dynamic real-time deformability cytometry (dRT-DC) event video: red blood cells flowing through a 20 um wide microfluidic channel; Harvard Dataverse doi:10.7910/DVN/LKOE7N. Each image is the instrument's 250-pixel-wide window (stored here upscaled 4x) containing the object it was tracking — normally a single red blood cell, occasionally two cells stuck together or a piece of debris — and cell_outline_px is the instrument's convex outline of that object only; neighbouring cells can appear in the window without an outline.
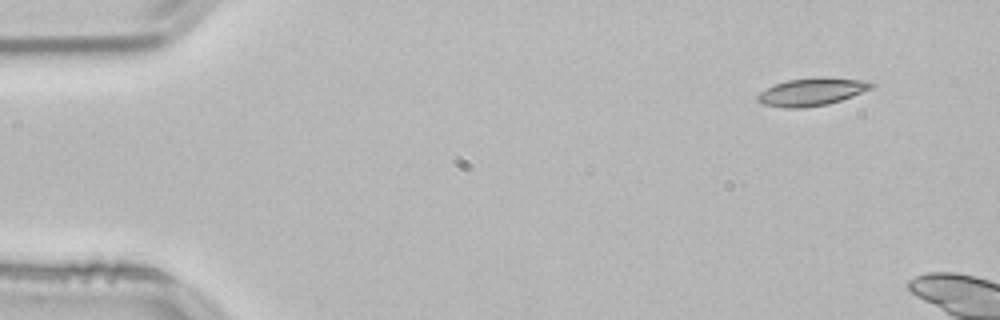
{"species": "common noctule bat (a hibernating species)", "species_latin": "Nyctalus noctula", "temperature_condition": "room temperature", "stored_images_in_passage": 10, "camera_frame_rate_fps": 3000, "um_per_image_px": 0.085, "animal": {"sex": "male", "body_mass_g": 21.5, "forearm_length_mm": 52.0}, "frame": {"image": 1, "passage_image": 1, "time_ms": 0.0, "image_size_px": [1000, 320], "cell_outline_px": [[876, 84], [872, 88], [852, 96], [828, 104], [804, 108], [784, 108], [764, 104], [756, 100], [756, 96], [760, 92], [776, 84], [788, 80], [816, 76], [824, 76], [864, 80]], "centroid_in_image_um": [69.02, 7.79], "position_along_channel_um": 16.0, "area_um2": 18.5}}